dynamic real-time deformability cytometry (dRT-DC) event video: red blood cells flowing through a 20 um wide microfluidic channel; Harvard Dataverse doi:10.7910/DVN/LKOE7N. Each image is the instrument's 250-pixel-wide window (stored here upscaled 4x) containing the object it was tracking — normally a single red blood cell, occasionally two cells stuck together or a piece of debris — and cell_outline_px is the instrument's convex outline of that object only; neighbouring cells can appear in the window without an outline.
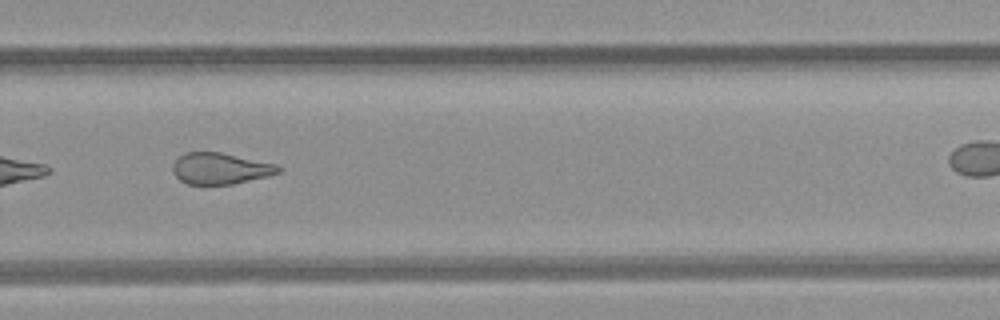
{"species": "common noctule bat (a hibernating species)", "species_latin": "Nyctalus noctula", "temperature_condition": "room temperature", "stored_images_in_passage": 26, "camera_frame_rate_fps": 3000, "um_per_image_px": 0.085, "animal": {"sex": "female", "body_mass_g": 21.9}, "frame": {"image": 1, "passage_image": 19, "time_ms": 6.0, "image_size_px": [1000, 320], "cell_outline_px": [[284, 168], [280, 172], [268, 176], [232, 184], [188, 184], [180, 180], [172, 172], [172, 164], [184, 152], [220, 152], [276, 164]], "centroid_in_image_um": [18.73, 14.32], "position_along_channel_um": 311.1, "area_um2": 19.25}}
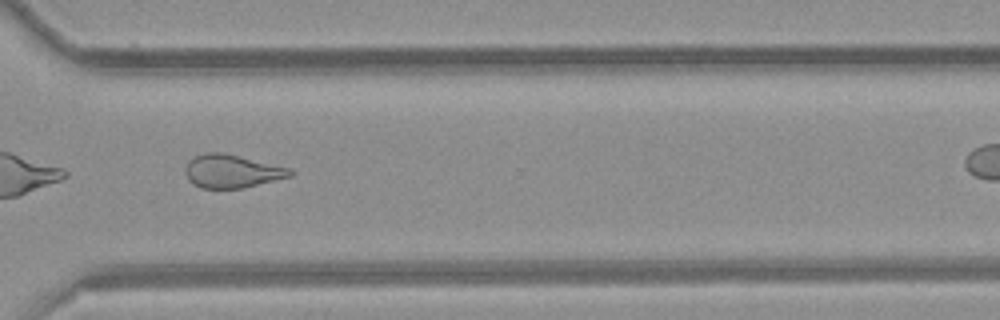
{"frame": {"image": 2, "passage_image": 22, "time_ms": 7.0, "image_size_px": [1000, 320], "cell_outline_px": [[292, 176], [244, 188], [200, 188], [192, 184], [188, 180], [184, 172], [184, 168], [188, 160], [204, 152], [224, 152], [292, 168]], "centroid_in_image_um": [19.69, 14.55], "position_along_channel_um": 350.9, "area_um2": 20.63}}